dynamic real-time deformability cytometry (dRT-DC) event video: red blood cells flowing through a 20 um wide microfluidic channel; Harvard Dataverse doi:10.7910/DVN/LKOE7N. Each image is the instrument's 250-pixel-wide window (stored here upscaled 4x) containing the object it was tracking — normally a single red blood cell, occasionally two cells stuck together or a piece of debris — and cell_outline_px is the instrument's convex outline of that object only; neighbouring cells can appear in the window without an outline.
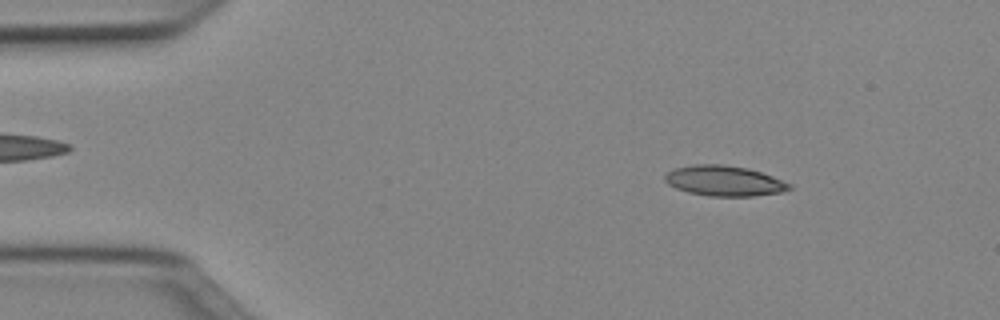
{"species": "Egyptian fruit bat (a non-hibernating species)", "species_latin": "Rousettus aegyptiacus", "temperature_condition": "cold", "stored_images_in_passage": 49, "camera_frame_rate_fps": 3000, "um_per_image_px": 0.085, "animal": {"sex": "female"}, "frame": {"image": 1, "passage_image": 6, "time_ms": 1.667, "image_size_px": [1000, 320], "cell_outline_px": [[792, 188], [780, 192], [752, 196], [708, 196], [688, 192], [676, 188], [668, 184], [664, 180], [664, 176], [668, 172], [676, 168], [692, 164], [720, 164], [748, 168], [772, 176], [792, 184]], "centroid_in_image_um": [61.55, 15.37], "position_along_channel_um": 23.5, "area_um2": 21.91}}
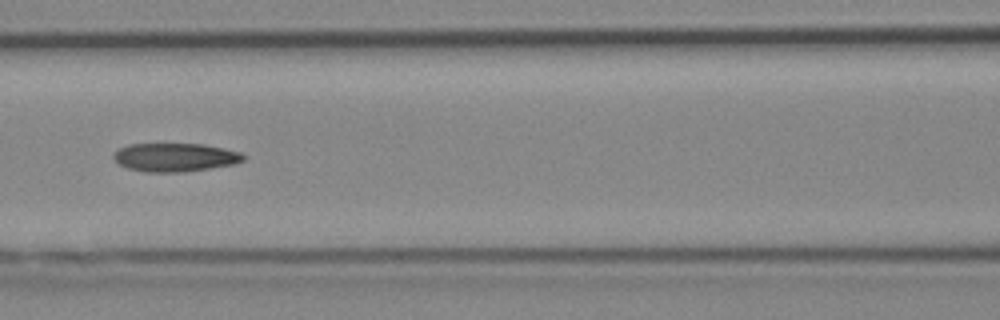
{"frame": {"image": 2, "passage_image": 21, "time_ms": 6.667, "image_size_px": [1000, 320], "cell_outline_px": [[244, 160], [232, 164], [184, 172], [144, 172], [128, 168], [120, 164], [112, 156], [120, 148], [128, 144], [204, 144], [224, 148], [240, 152], [244, 156]], "centroid_in_image_um": [14.87, 13.37], "position_along_channel_um": 151.7, "area_um2": 21.33}}
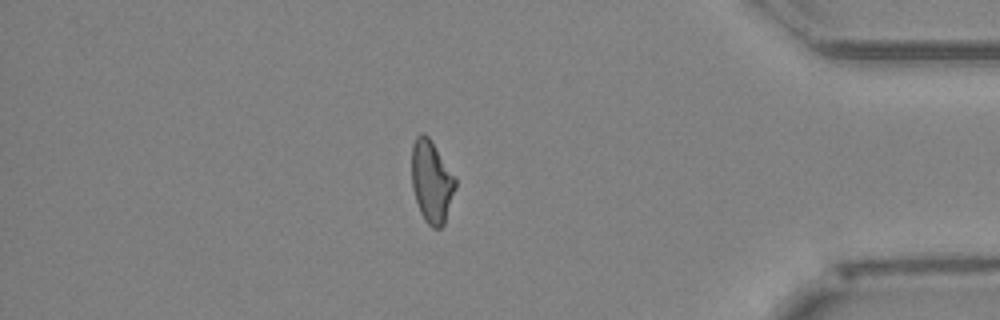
{"frame": {"image": 3, "passage_image": 42, "time_ms": 13.667, "image_size_px": [1000, 320], "cell_outline_px": [[456, 188], [444, 224], [440, 228], [432, 228], [424, 220], [420, 212], [412, 188], [412, 144], [416, 136], [420, 132], [424, 132], [428, 136], [456, 180]], "centroid_in_image_um": [36.67, 15.45], "position_along_channel_um": 398.5, "area_um2": 20.75}, "authors_computed_cell_mechanics": {"area_um2": 21.4438, "velocity_mm_per_s": 4.0141, "shape_relaxation_time_tau1_ms": null, "shape_relaxation_time_tau2_ms": 5.7183, "deformation_change_tau1": null, "deformation_change_tau2": 0.1518}}